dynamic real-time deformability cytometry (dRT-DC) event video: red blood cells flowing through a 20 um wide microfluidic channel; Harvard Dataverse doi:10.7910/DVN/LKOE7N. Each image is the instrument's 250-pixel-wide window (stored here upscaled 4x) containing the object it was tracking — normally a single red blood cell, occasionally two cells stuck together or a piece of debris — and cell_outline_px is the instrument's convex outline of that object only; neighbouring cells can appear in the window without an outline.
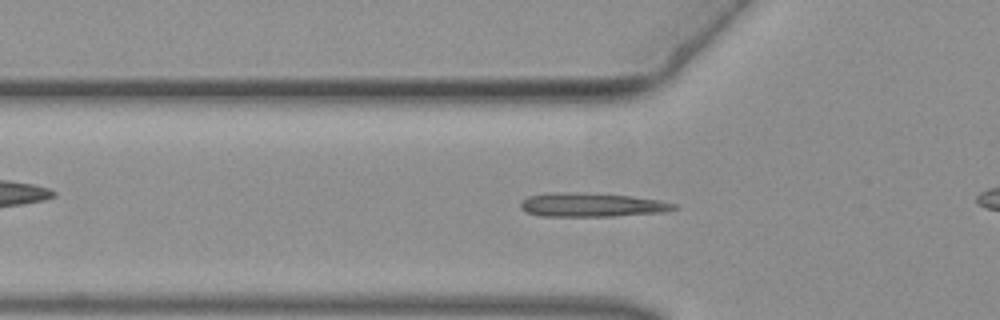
{"species": "common noctule bat (a hibernating species)", "species_latin": "Nyctalus noctula", "temperature_condition": "warm", "stored_images_in_passage": 44, "camera_frame_rate_fps": 3000, "um_per_image_px": 0.085, "animal": {"sex": "female", "body_mass_g": 19.3, "forearm_length_mm": 54.1}, "frame": {"image": 1, "passage_image": 17, "time_ms": 5.333, "image_size_px": [1000, 320], "cell_outline_px": [[680, 208], [664, 212], [612, 216], [540, 216], [524, 212], [520, 208], [520, 204], [528, 196], [552, 192], [572, 192], [628, 196], [660, 200], [676, 204]], "centroid_in_image_um": [50.28, 17.42], "position_along_channel_um": 75.5, "area_um2": 21.33}}
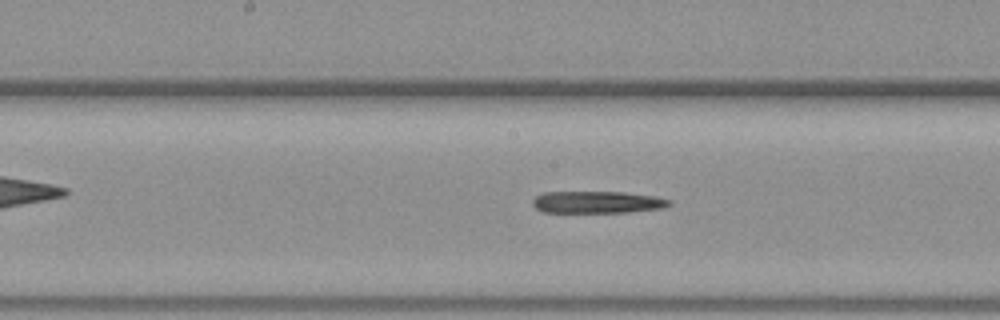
{"frame": {"image": 2, "passage_image": 26, "time_ms": 8.333, "image_size_px": [1000, 320], "cell_outline_px": [[672, 204], [664, 208], [628, 212], [544, 212], [536, 208], [532, 204], [532, 200], [536, 196], [544, 192], [624, 192], [656, 196], [672, 200]], "centroid_in_image_um": [50.81, 17.18], "position_along_channel_um": 197.4, "area_um2": 17.63}}
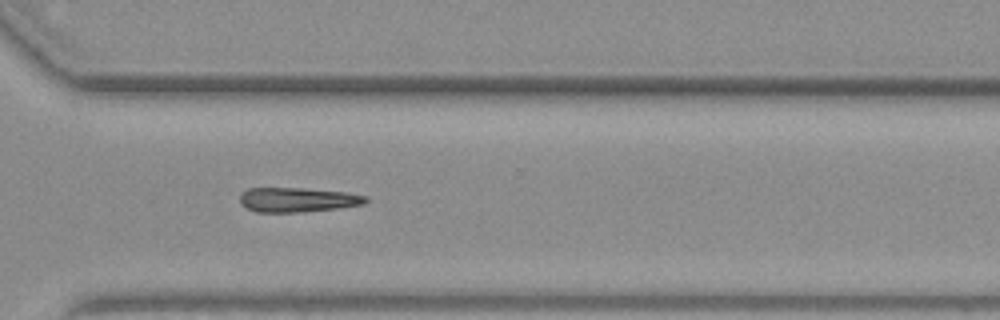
{"frame": {"image": 3, "passage_image": 37, "time_ms": 12.0, "image_size_px": [1000, 320], "cell_outline_px": [[368, 200], [364, 204], [336, 208], [300, 212], [256, 212], [240, 204], [240, 192], [248, 188], [304, 188], [348, 192], [368, 196]], "centroid_in_image_um": [25.28, 16.97], "position_along_channel_um": 345.3, "area_um2": 18.09}}